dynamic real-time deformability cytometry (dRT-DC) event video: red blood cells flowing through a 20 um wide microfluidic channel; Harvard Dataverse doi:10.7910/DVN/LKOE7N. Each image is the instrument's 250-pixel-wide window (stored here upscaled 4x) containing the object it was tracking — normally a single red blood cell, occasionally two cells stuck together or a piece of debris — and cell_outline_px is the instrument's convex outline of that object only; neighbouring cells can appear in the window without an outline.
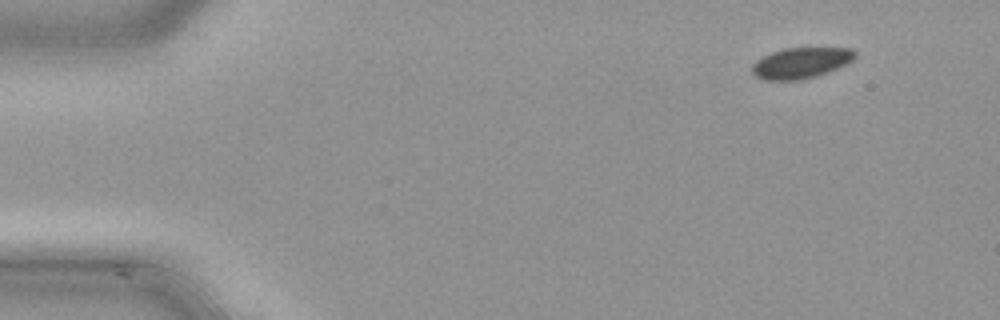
{"species": "common noctule bat (a hibernating species)", "species_latin": "Nyctalus noctula", "temperature_condition": "cold", "stored_images_in_passage": 45, "camera_frame_rate_fps": 3000, "um_per_image_px": 0.085, "animal": {"sex": "male", "body_mass_g": 21.5, "forearm_length_mm": 52.0}, "frame": {"image": 1, "passage_image": 1, "time_ms": 0.0, "image_size_px": [1000, 320], "cell_outline_px": [[856, 56], [852, 60], [836, 68], [816, 76], [800, 80], [764, 80], [756, 76], [752, 72], [752, 64], [756, 60], [772, 52], [784, 48], [852, 48], [856, 52]], "centroid_in_image_um": [68.05, 5.34], "position_along_channel_um": 16.9, "area_um2": 18.32}}
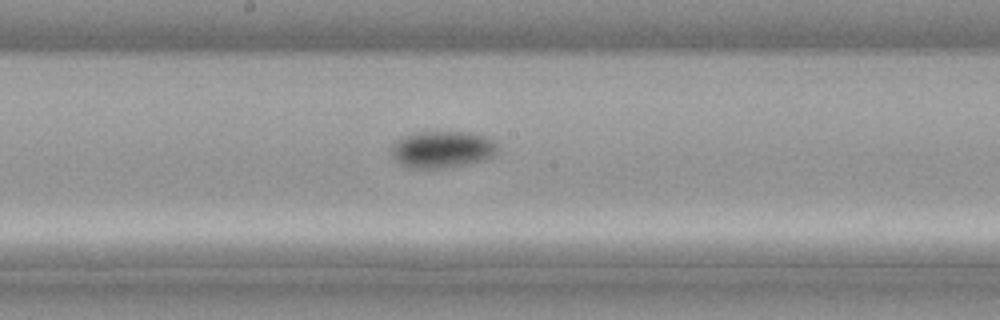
{"frame": {"image": 2, "passage_image": 22, "time_ms": 7.0, "image_size_px": [1000, 320], "cell_outline_px": [[500, 152], [492, 156], [480, 160], [464, 164], [440, 168], [408, 168], [400, 164], [392, 156], [392, 144], [396, 140], [412, 132], [472, 132], [488, 136], [500, 144]], "centroid_in_image_um": [37.63, 12.68], "position_along_channel_um": 210.6, "area_um2": 23.12}}
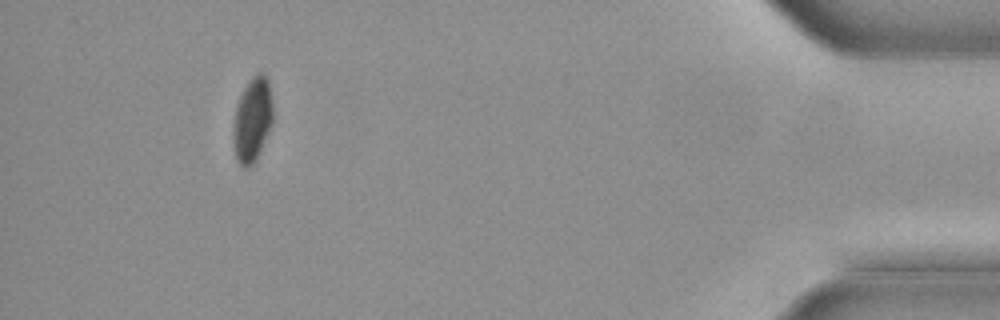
{"frame": {"image": 3, "passage_image": 41, "time_ms": 13.333, "image_size_px": [1000, 320], "cell_outline_px": [[272, 124], [256, 160], [248, 168], [244, 168], [240, 164], [236, 156], [236, 108], [240, 96], [244, 88], [252, 76], [256, 72], [260, 72], [268, 80], [272, 100]], "centroid_in_image_um": [21.51, 10.13], "position_along_channel_um": 413.7, "area_um2": 18.61}}